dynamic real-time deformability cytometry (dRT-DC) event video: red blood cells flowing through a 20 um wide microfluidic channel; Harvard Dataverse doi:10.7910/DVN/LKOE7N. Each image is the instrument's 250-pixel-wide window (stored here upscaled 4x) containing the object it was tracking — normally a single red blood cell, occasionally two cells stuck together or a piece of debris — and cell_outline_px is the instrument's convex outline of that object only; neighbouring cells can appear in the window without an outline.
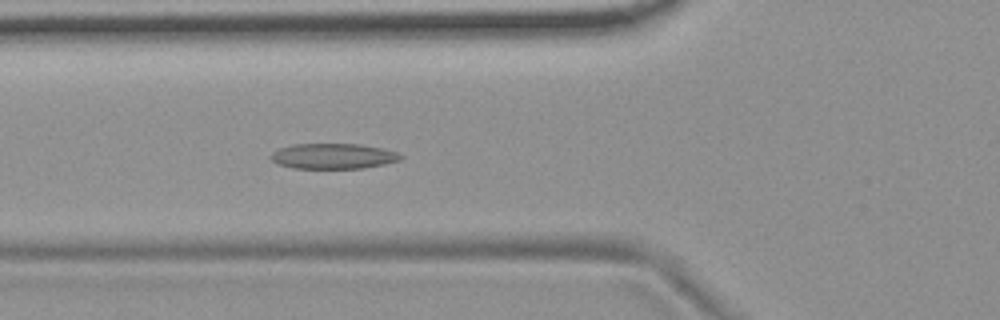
{"species": "common noctule bat (a hibernating species)", "species_latin": "Nyctalus noctula", "temperature_condition": "room temperature", "stored_images_in_passage": 6, "camera_frame_rate_fps": 3000, "um_per_image_px": 0.085, "animal": {"sex": "female", "body_mass_g": 19.9}, "frame": {"image": 1, "passage_image": 6, "time_ms": 1.667, "image_size_px": [1000, 320], "cell_outline_px": [[404, 156], [400, 160], [384, 164], [364, 168], [292, 168], [276, 164], [268, 156], [272, 152], [280, 148], [292, 144], [360, 144], [384, 148], [396, 152]], "centroid_in_image_um": [28.3, 13.27], "position_along_channel_um": 97.5, "area_um2": 19.36}}